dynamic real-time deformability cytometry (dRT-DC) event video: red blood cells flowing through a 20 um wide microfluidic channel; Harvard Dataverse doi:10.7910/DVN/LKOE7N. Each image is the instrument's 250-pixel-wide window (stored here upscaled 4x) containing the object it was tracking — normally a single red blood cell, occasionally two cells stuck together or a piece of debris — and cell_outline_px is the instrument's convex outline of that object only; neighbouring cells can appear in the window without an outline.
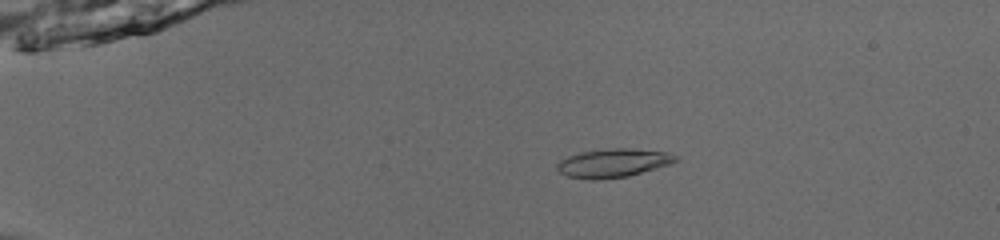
{"species": "common noctule bat (a hibernating species)", "species_latin": "Nyctalus noctula", "temperature_condition": "room temperature", "stored_images_in_passage": 42, "camera_frame_rate_fps": 3000, "um_per_image_px": 0.085, "animal": {"sex": "male", "body_mass_g": 13.0, "forearm_length_mm": 53.1}, "frame": {"image": 1, "passage_image": 1, "time_ms": 0.0, "image_size_px": [1000, 240], "cell_outline_px": [[680, 160], [656, 168], [628, 176], [596, 180], [592, 180], [568, 176], [560, 172], [556, 168], [556, 164], [560, 160], [568, 156], [580, 152], [612, 148], [632, 148], [668, 152], [676, 156]], "centroid_in_image_um": [52.11, 13.85], "position_along_channel_um": 32.9, "area_um2": 19.71}}
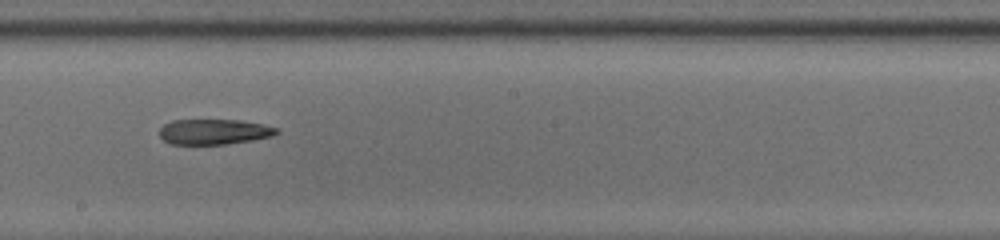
{"frame": {"image": 2, "passage_image": 21, "time_ms": 6.667, "image_size_px": [1000, 240], "cell_outline_px": [[280, 132], [272, 136], [252, 140], [228, 144], [172, 144], [164, 140], [160, 136], [160, 128], [164, 124], [172, 120], [240, 120], [264, 124], [280, 128]], "centroid_in_image_um": [18.24, 11.19], "position_along_channel_um": 230.0, "area_um2": 17.4}}
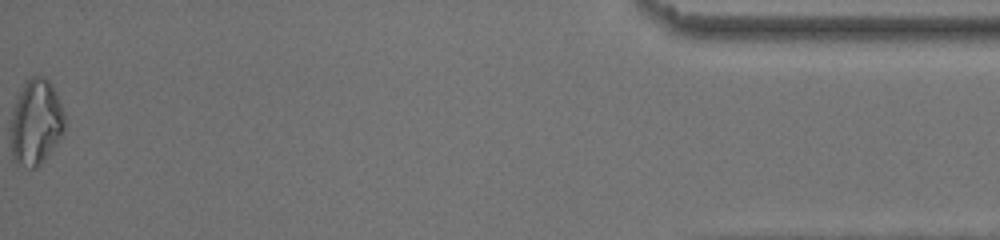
{"frame": {"image": 3, "passage_image": 42, "time_ms": 13.667, "image_size_px": [1000, 240], "cell_outline_px": [[64, 132], [40, 164], [36, 168], [28, 168], [12, 160], [12, 108], [24, 84], [32, 76], [44, 76], [52, 84], [56, 92], [64, 112]], "centroid_in_image_um": [3.06, 10.38], "position_along_channel_um": 432.1, "area_um2": 26.53}}